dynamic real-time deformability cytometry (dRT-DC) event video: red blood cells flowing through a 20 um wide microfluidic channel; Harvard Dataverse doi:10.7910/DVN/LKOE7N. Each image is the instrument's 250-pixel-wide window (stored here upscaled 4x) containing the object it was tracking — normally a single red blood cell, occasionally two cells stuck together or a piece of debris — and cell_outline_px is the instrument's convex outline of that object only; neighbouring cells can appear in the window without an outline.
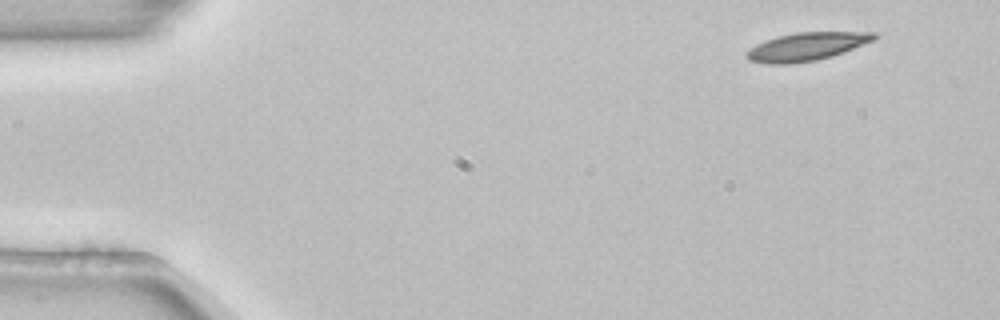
{"species": "common noctule bat (a hibernating species)", "species_latin": "Nyctalus noctula", "temperature_condition": "room temperature", "stored_images_in_passage": 4, "camera_frame_rate_fps": 3000, "um_per_image_px": 0.085, "animal": {"sex": "female", "body_mass_g": 22.7, "forearm_length_mm": 54.2}, "frame": {"image": 1, "passage_image": 1, "time_ms": 0.0, "image_size_px": [1000, 320], "cell_outline_px": [[880, 36], [872, 40], [844, 52], [832, 56], [816, 60], [788, 64], [768, 64], [748, 60], [744, 56], [744, 52], [756, 44], [764, 40], [796, 32], [880, 32]], "centroid_in_image_um": [68.54, 3.96], "position_along_channel_um": 16.5, "area_um2": 20.98}}